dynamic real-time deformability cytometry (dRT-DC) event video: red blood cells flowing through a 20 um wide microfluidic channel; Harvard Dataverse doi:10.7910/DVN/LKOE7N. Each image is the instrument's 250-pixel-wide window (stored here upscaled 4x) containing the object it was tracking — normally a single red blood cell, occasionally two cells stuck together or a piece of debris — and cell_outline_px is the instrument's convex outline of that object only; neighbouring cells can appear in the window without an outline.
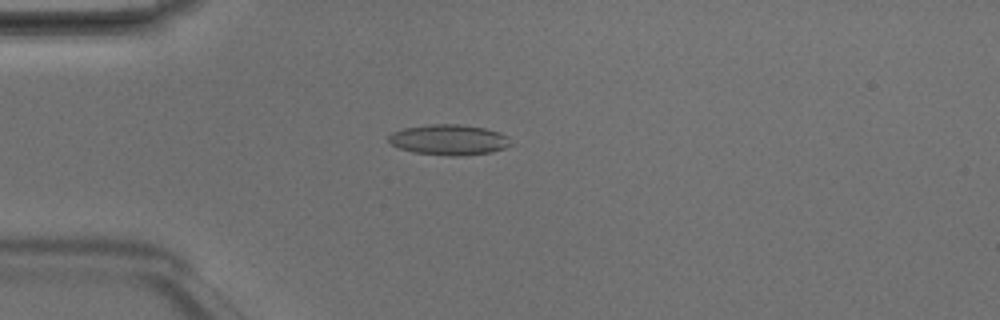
{"species": "Egyptian fruit bat (a non-hibernating species)", "species_latin": "Rousettus aegyptiacus", "temperature_condition": "room temperature", "stored_images_in_passage": 5, "camera_frame_rate_fps": 3000, "um_per_image_px": 0.085, "animal": {"sex": "male"}, "frame": {"image": 1, "passage_image": 4, "time_ms": 1.0, "image_size_px": [1000, 320], "cell_outline_px": [[516, 144], [492, 152], [460, 156], [448, 156], [412, 152], [400, 148], [392, 144], [388, 140], [388, 136], [392, 132], [404, 128], [432, 124], [456, 124], [484, 128], [500, 132], [508, 136]], "centroid_in_image_um": [38.21, 11.89], "position_along_channel_um": 46.8, "area_um2": 21.91}}